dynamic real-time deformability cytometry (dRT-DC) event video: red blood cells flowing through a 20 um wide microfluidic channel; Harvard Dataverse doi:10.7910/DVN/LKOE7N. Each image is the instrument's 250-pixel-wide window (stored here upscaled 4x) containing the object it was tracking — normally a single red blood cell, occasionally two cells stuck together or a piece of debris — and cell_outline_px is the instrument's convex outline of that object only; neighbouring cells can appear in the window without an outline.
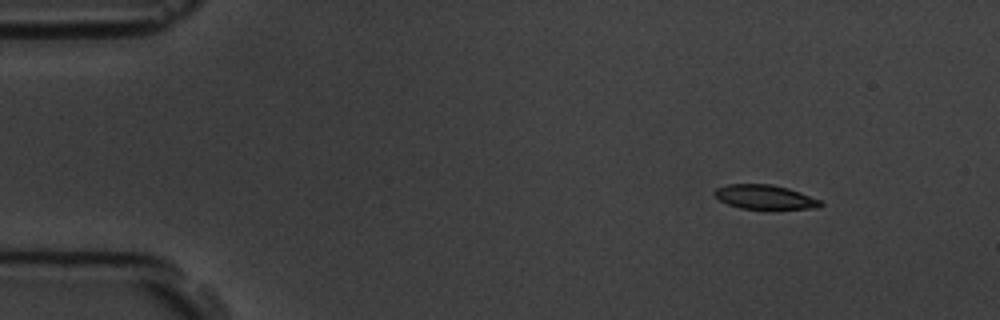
{"species": "common noctule bat (a hibernating species)", "species_latin": "Nyctalus noctula", "temperature_condition": "room temperature", "stored_images_in_passage": 6, "camera_frame_rate_fps": 3000, "um_per_image_px": 0.085, "animal": {"sex": "male", "body_mass_g": 19.5, "forearm_length_mm": 54.6}, "frame": {"image": 1, "passage_image": 1, "time_ms": 0.0, "image_size_px": [1000, 320], "cell_outline_px": [[824, 204], [820, 208], [740, 208], [728, 204], [720, 200], [712, 192], [716, 188], [728, 184], [772, 184], [788, 188], [800, 192], [820, 200]], "centroid_in_image_um": [65.01, 16.73], "position_along_channel_um": 20.0, "area_um2": 14.8}}
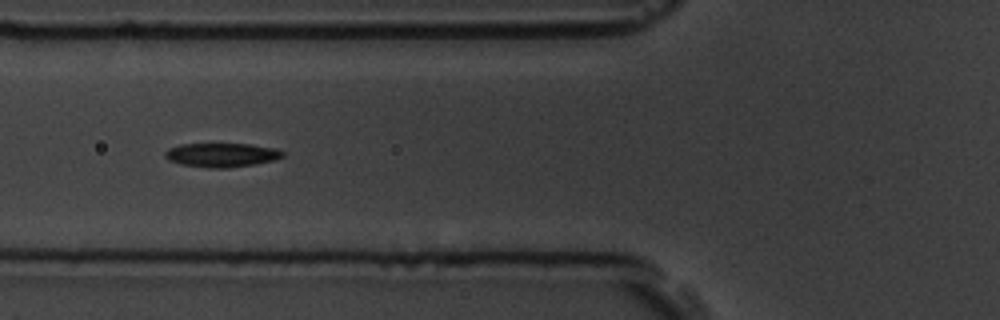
{"frame": {"image": 2, "passage_image": 4, "time_ms": 4.667, "image_size_px": [1000, 320], "cell_outline_px": [[284, 156], [276, 160], [256, 164], [228, 168], [208, 168], [180, 164], [168, 160], [164, 156], [164, 152], [168, 148], [180, 144], [248, 144], [276, 148], [284, 152]], "centroid_in_image_um": [18.84, 13.18], "position_along_channel_um": 107.0, "area_um2": 16.65}}
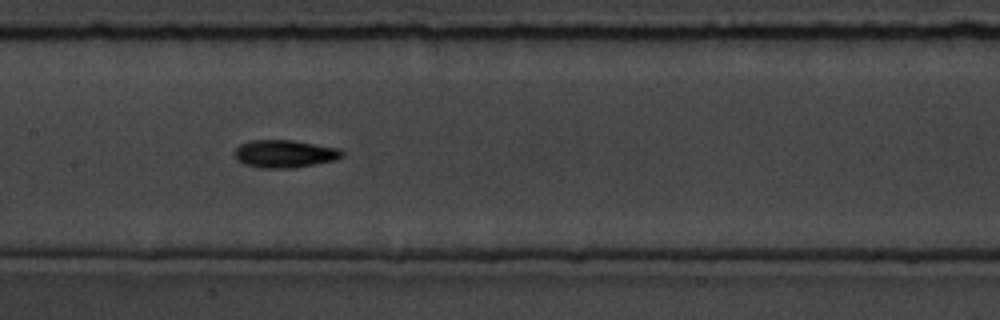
{"frame": {"image": 3, "passage_image": 6, "time_ms": 6.667, "image_size_px": [1000, 320], "cell_outline_px": [[344, 156], [336, 160], [296, 168], [260, 168], [244, 164], [236, 160], [232, 152], [240, 144], [252, 140], [292, 140], [340, 148], [344, 152]], "centroid_in_image_um": [24.19, 13.08], "position_along_channel_um": 183.2, "area_um2": 17.69}}